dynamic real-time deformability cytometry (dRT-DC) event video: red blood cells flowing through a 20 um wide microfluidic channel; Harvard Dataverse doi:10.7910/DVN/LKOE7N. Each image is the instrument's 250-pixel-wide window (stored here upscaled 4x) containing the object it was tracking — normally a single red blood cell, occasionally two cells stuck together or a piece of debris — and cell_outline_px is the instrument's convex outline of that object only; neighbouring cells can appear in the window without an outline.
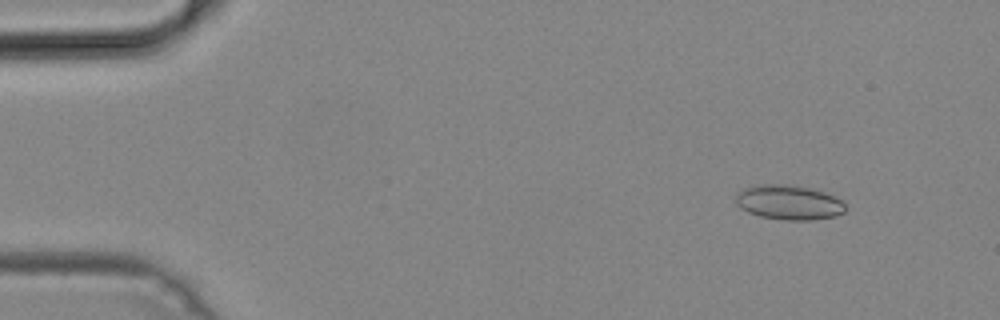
{"species": "common noctule bat (a hibernating species)", "species_latin": "Nyctalus noctula", "temperature_condition": "cold", "stored_images_in_passage": 51, "camera_frame_rate_fps": 3000, "um_per_image_px": 0.085, "animal": {"sex": "male", "body_mass_g": 19.2, "forearm_length_mm": 51.8}, "frame": {"image": 1, "passage_image": 6, "time_ms": 1.667, "image_size_px": [1000, 320], "cell_outline_px": [[844, 212], [836, 216], [812, 220], [784, 220], [760, 216], [748, 212], [740, 208], [736, 204], [736, 192], [744, 188], [756, 184], [784, 184], [812, 188], [824, 192], [840, 200], [844, 204]], "centroid_in_image_um": [67.0, 17.2], "position_along_channel_um": 18.0, "area_um2": 22.2}}
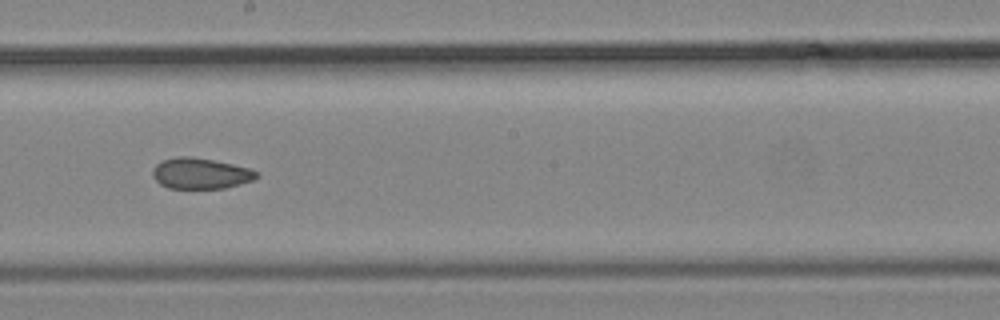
{"frame": {"image": 2, "passage_image": 29, "time_ms": 9.333, "image_size_px": [1000, 320], "cell_outline_px": [[260, 176], [252, 180], [224, 188], [168, 188], [160, 184], [152, 176], [152, 168], [156, 164], [164, 160], [180, 156], [188, 156], [212, 160], [232, 164], [248, 168], [260, 172]], "centroid_in_image_um": [17.04, 14.74], "position_along_channel_um": 231.2, "area_um2": 18.55}}
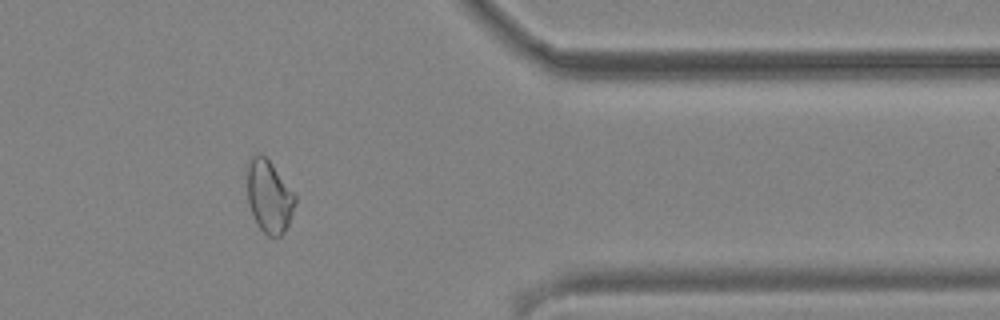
{"frame": {"image": 3, "passage_image": 42, "time_ms": 13.667, "image_size_px": [1000, 320], "cell_outline_px": [[296, 200], [288, 224], [284, 232], [280, 236], [268, 236], [260, 228], [248, 204], [248, 164], [252, 156], [256, 152], [264, 156], [272, 164], [296, 196]], "centroid_in_image_um": [22.87, 16.7], "position_along_channel_um": 388.5, "area_um2": 19.77}}